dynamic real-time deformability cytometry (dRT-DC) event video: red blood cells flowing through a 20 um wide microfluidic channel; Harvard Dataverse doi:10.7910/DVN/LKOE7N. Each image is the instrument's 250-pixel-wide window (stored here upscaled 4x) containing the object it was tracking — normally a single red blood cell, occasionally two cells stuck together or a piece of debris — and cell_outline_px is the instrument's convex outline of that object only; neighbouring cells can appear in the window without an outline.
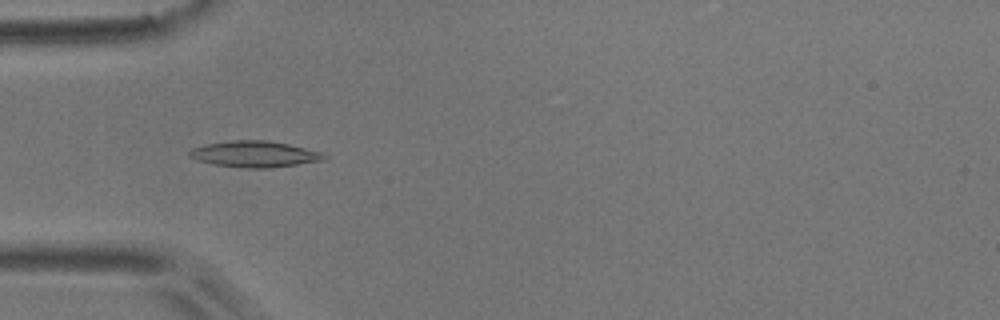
{"species": "common noctule bat (a hibernating species)", "species_latin": "Nyctalus noctula", "temperature_condition": "room temperature", "stored_images_in_passage": 5, "camera_frame_rate_fps": 3000, "um_per_image_px": 0.085, "animal": {"sex": "male", "body_mass_g": 17.9}, "frame": {"image": 1, "passage_image": 4, "time_ms": 3.667, "image_size_px": [1000, 320], "cell_outline_px": [[328, 156], [324, 160], [268, 168], [244, 168], [212, 164], [196, 160], [188, 156], [188, 152], [192, 148], [208, 144], [232, 140], [264, 140], [288, 144], [324, 152]], "centroid_in_image_um": [21.64, 13.1], "position_along_channel_um": 63.4, "area_um2": 20.52}}
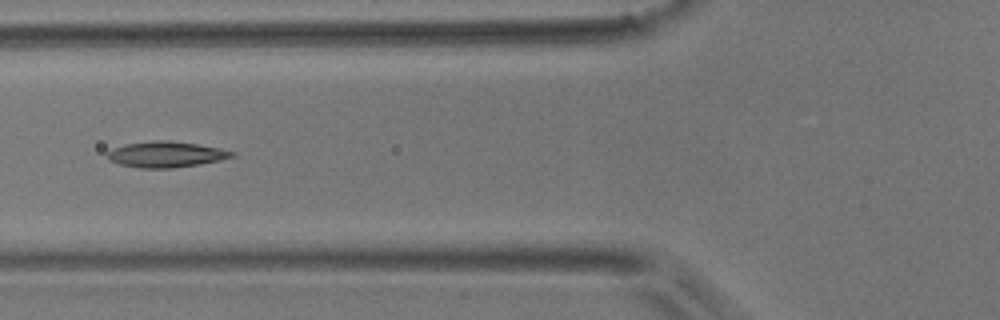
{"frame": {"image": 2, "passage_image": 5, "time_ms": 5.0, "image_size_px": [1000, 320], "cell_outline_px": [[236, 156], [220, 160], [200, 164], [172, 168], [140, 168], [120, 164], [108, 160], [108, 152], [112, 148], [124, 144], [156, 140], [168, 140], [196, 144], [220, 148], [236, 152]], "centroid_in_image_um": [14.12, 13.12], "position_along_channel_um": 111.7, "area_um2": 18.79}}